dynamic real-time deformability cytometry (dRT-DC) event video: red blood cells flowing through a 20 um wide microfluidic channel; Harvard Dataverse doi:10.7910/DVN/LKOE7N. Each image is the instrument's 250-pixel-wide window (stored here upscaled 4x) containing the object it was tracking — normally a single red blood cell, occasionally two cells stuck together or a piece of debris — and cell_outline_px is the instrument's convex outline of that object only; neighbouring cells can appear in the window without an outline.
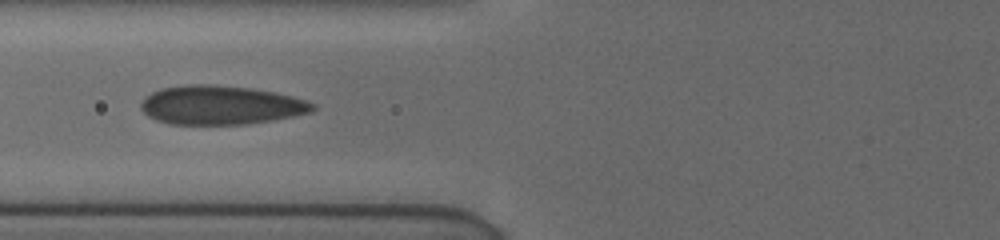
{"species": "human", "species_latin": "Homo sapiens", "temperature_condition": "cold", "stored_images_in_passage": 31, "camera_frame_rate_fps": 3000, "um_per_image_px": 0.085, "donor": {"sex": "female"}, "frame": {"image": 1, "passage_image": 6, "time_ms": 3.667, "image_size_px": [1000, 240], "cell_outline_px": [[316, 108], [312, 112], [292, 116], [248, 124], [168, 124], [156, 120], [148, 116], [140, 108], [140, 104], [144, 96], [160, 88], [184, 84], [216, 84], [252, 88], [276, 92], [292, 96], [316, 104]], "centroid_in_image_um": [18.73, 8.92], "position_along_channel_um": 107.1, "area_um2": 39.3}}
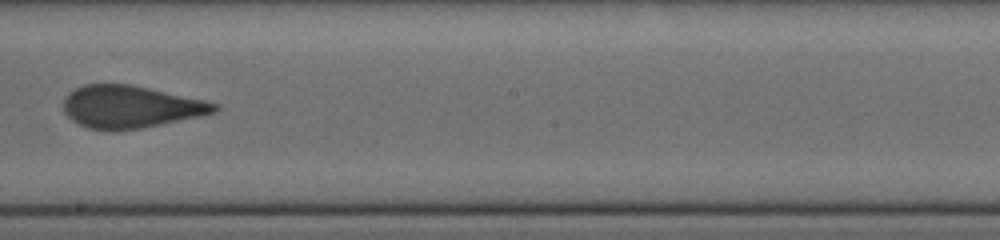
{"frame": {"image": 2, "passage_image": 14, "time_ms": 7.0, "image_size_px": [1000, 240], "cell_outline_px": [[220, 108], [216, 112], [200, 116], [144, 128], [88, 128], [72, 120], [64, 112], [64, 100], [68, 92], [84, 84], [132, 84], [204, 100], [220, 104]], "centroid_in_image_um": [11.13, 9.05], "position_along_channel_um": 237.1, "area_um2": 36.82}}
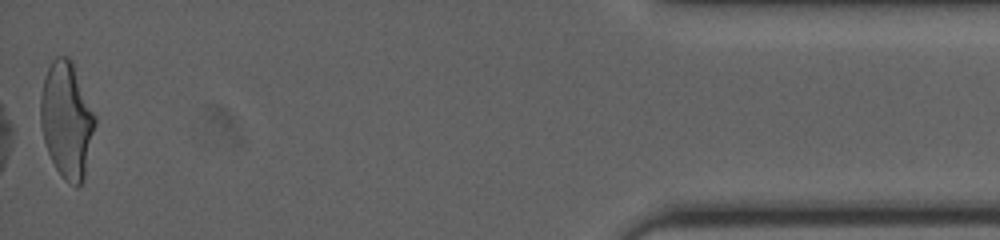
{"frame": {"image": 3, "passage_image": 31, "time_ms": 13.667, "image_size_px": [1000, 240], "cell_outline_px": [[96, 124], [84, 180], [76, 188], [64, 180], [56, 168], [48, 152], [44, 140], [40, 124], [40, 96], [44, 76], [52, 60], [56, 56], [68, 56], [72, 60], [96, 116]], "centroid_in_image_um": [5.68, 10.2], "position_along_channel_um": 429.5, "area_um2": 37.22}, "authors_computed_cell_mechanics": {"area_um2": 38.0902, "velocity_mm_per_s": 3.8824, "shape_relaxation_time_tau1_ms": null, "shape_relaxation_time_tau2_ms": 0.9018, "deformation_change_tau1": null, "deformation_change_tau2": 0.0515}}